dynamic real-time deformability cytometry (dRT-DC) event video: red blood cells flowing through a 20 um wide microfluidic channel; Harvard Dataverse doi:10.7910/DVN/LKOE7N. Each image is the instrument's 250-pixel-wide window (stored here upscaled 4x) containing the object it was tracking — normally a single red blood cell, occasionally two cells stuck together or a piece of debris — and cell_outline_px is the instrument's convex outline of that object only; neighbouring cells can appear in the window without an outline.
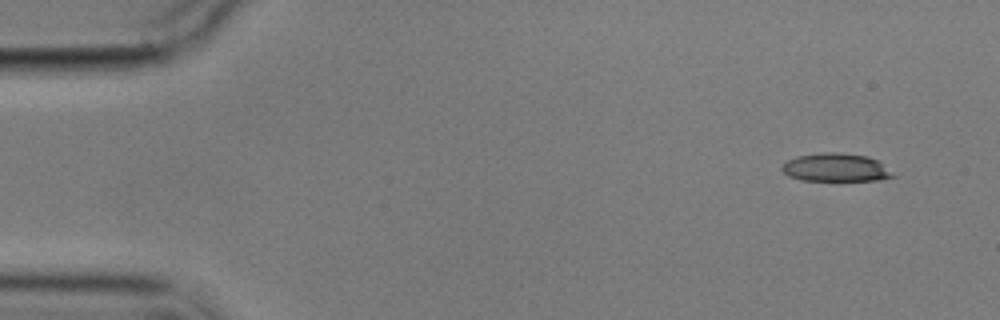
{"species": "common noctule bat (a hibernating species)", "species_latin": "Nyctalus noctula", "temperature_condition": "cold", "stored_images_in_passage": 6, "camera_frame_rate_fps": 3000, "um_per_image_px": 0.085, "animal": {"sex": "male", "body_mass_g": 17.9}, "frame": {"image": 1, "passage_image": 1, "time_ms": 0.0, "image_size_px": [1000, 320], "cell_outline_px": [[896, 176], [880, 180], [800, 180], [788, 176], [780, 168], [788, 160], [796, 156], [820, 152], [836, 152], [868, 156], [876, 160], [892, 172]], "centroid_in_image_um": [71.01, 14.23], "position_along_channel_um": 14.0, "area_um2": 18.15}}
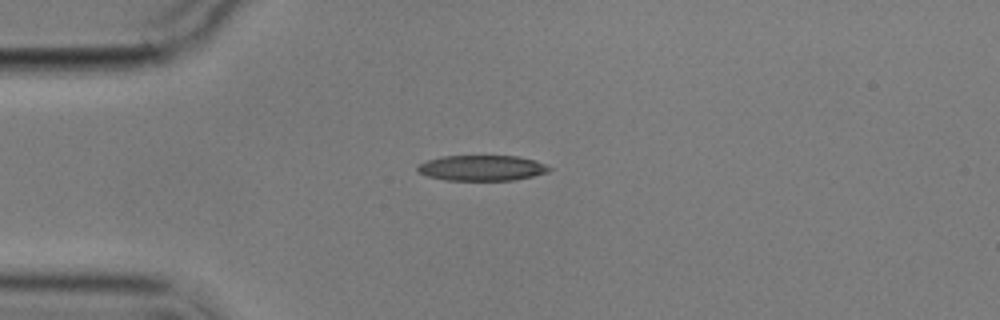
{"frame": {"image": 2, "passage_image": 4, "time_ms": 3.333, "image_size_px": [1000, 320], "cell_outline_px": [[552, 168], [548, 172], [516, 180], [444, 180], [428, 176], [420, 172], [416, 168], [416, 164], [424, 160], [440, 156], [516, 156], [536, 160]], "centroid_in_image_um": [40.92, 14.27], "position_along_channel_um": 44.1, "area_um2": 19.71}}
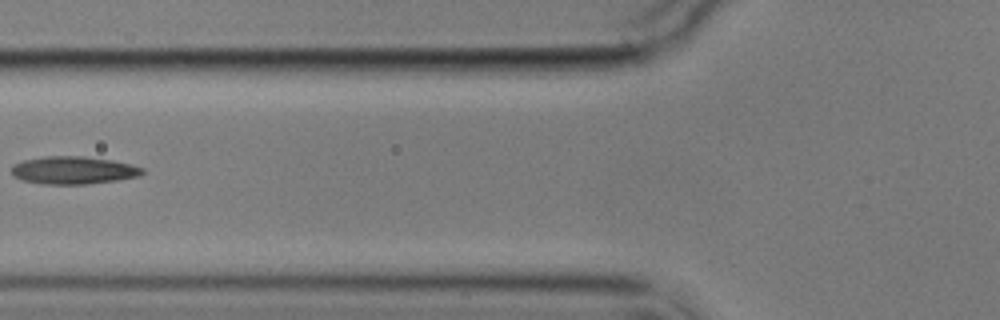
{"frame": {"image": 3, "passage_image": 6, "time_ms": 6.0, "image_size_px": [1000, 320], "cell_outline_px": [[144, 172], [140, 176], [116, 180], [88, 184], [44, 184], [24, 180], [12, 176], [12, 168], [16, 164], [24, 160], [44, 156], [84, 156], [112, 160], [132, 164], [144, 168]], "centroid_in_image_um": [6.28, 14.47], "position_along_channel_um": 119.5, "area_um2": 21.1}}